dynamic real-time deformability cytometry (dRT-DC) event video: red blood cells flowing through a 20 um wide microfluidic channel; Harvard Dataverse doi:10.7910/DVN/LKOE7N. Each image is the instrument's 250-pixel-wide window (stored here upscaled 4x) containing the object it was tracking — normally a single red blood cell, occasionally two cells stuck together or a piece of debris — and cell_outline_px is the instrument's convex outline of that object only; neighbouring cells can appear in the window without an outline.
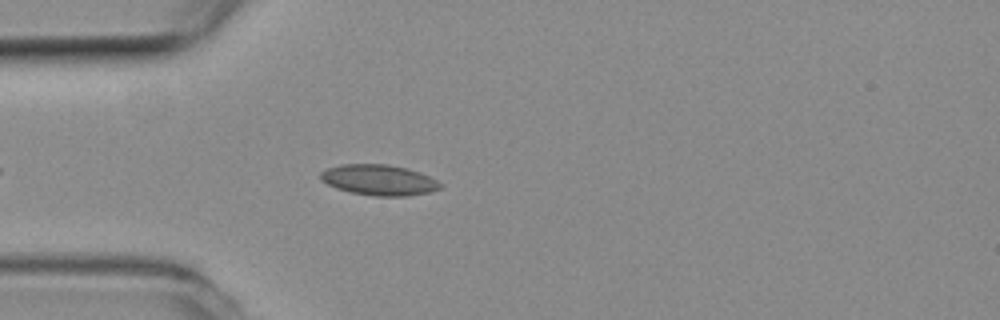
{"species": "common noctule bat (a hibernating species)", "species_latin": "Nyctalus noctula", "temperature_condition": "room temperature", "stored_images_in_passage": 29, "camera_frame_rate_fps": 3000, "um_per_image_px": 0.085, "animal": {"sex": "female", "body_mass_g": 19.3, "forearm_length_mm": 54.1}, "frame": {"image": 1, "passage_image": 6, "time_ms": 1.667, "image_size_px": [1000, 320], "cell_outline_px": [[444, 184], [440, 188], [428, 192], [408, 196], [372, 196], [352, 192], [336, 188], [320, 180], [320, 172], [328, 168], [340, 164], [388, 164], [408, 168], [420, 172]], "centroid_in_image_um": [32.21, 15.29], "position_along_channel_um": 52.8, "area_um2": 21.44}}
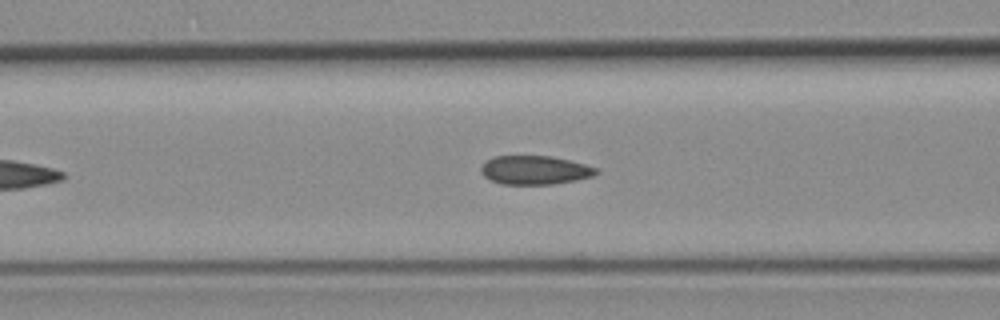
{"frame": {"image": 2, "passage_image": 12, "time_ms": 3.667, "image_size_px": [1000, 320], "cell_outline_px": [[600, 172], [592, 176], [576, 180], [552, 184], [500, 184], [484, 176], [480, 172], [480, 168], [484, 160], [496, 156], [552, 156], [572, 160], [596, 168]], "centroid_in_image_um": [45.44, 14.45], "position_along_channel_um": 121.2, "area_um2": 19.42}}
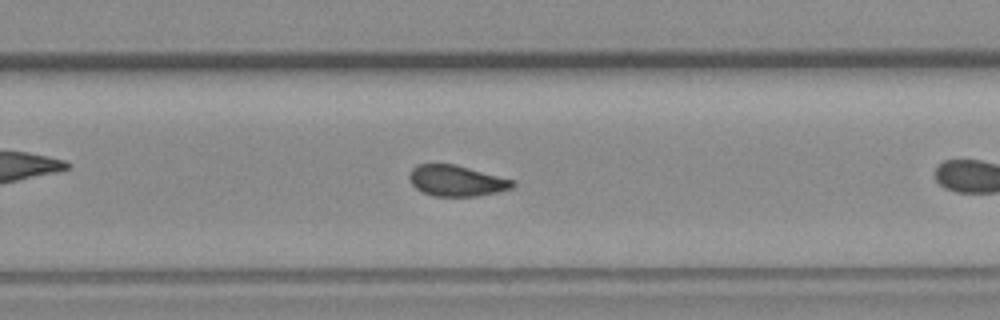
{"frame": {"image": 3, "passage_image": 22, "time_ms": 7.0, "image_size_px": [1000, 320], "cell_outline_px": [[516, 184], [512, 188], [496, 192], [476, 196], [432, 196], [416, 188], [412, 184], [408, 176], [412, 168], [416, 164], [456, 164], [516, 180]], "centroid_in_image_um": [38.82, 15.35], "position_along_channel_um": 291.0, "area_um2": 18.73}}